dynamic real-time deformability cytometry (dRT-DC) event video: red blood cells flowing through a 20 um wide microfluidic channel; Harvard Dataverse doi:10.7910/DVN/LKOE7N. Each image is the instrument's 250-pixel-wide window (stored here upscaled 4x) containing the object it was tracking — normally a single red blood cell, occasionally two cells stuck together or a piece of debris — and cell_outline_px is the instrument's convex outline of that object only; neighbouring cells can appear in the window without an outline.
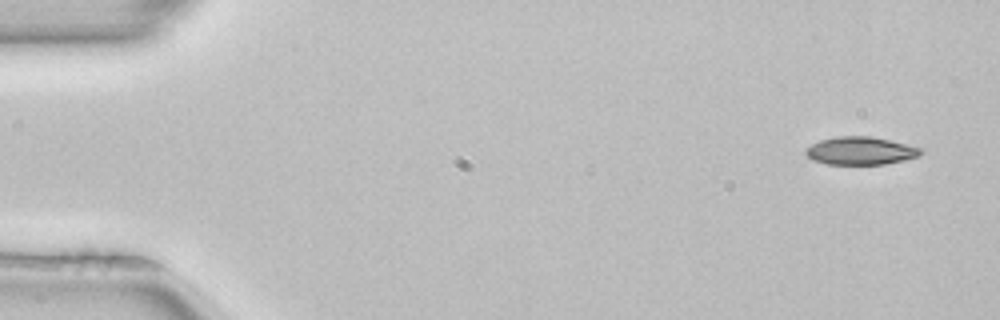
{"species": "common noctule bat (a hibernating species)", "species_latin": "Nyctalus noctula", "temperature_condition": "room temperature", "stored_images_in_passage": 9, "camera_frame_rate_fps": 3000, "um_per_image_px": 0.085, "animal": {"sex": "female", "body_mass_g": 22.7, "forearm_length_mm": 54.2}, "frame": {"image": 1, "passage_image": 2, "time_ms": 0.333, "image_size_px": [1000, 320], "cell_outline_px": [[920, 156], [884, 164], [828, 164], [812, 160], [804, 152], [812, 144], [820, 140], [836, 136], [872, 136], [920, 148]], "centroid_in_image_um": [73.1, 12.81], "position_along_channel_um": 11.9, "area_um2": 18.38}}
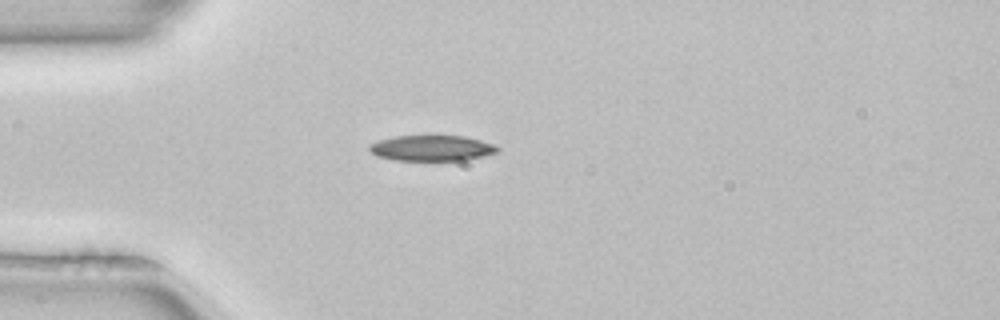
{"frame": {"image": 2, "passage_image": 8, "time_ms": 2.333, "image_size_px": [1000, 320], "cell_outline_px": [[500, 148], [496, 152], [468, 160], [396, 160], [376, 156], [368, 148], [368, 144], [392, 136], [464, 136], [496, 144]], "centroid_in_image_um": [36.7, 12.58], "position_along_channel_um": 48.3, "area_um2": 19.13}}